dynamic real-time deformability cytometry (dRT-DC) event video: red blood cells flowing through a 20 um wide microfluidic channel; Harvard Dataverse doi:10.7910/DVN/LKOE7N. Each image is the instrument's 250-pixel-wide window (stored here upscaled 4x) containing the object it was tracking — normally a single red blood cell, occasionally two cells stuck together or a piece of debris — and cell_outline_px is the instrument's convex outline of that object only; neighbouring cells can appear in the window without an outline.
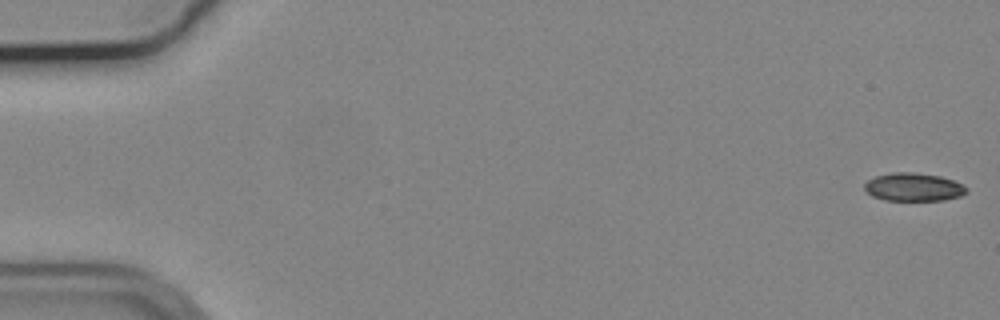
{"species": "common noctule bat (a hibernating species)", "species_latin": "Nyctalus noctula", "temperature_condition": "cold", "stored_images_in_passage": 16, "camera_frame_rate_fps": 3000, "um_per_image_px": 0.085, "animal": {"sex": "male", "body_mass_g": 19.2, "forearm_length_mm": 51.8}, "frame": {"image": 1, "passage_image": 1, "time_ms": 0.0, "image_size_px": [1000, 320], "cell_outline_px": [[968, 192], [960, 196], [944, 200], [884, 200], [872, 196], [864, 188], [864, 184], [868, 180], [876, 176], [892, 172], [912, 172], [940, 176], [952, 180], [968, 188]], "centroid_in_image_um": [77.64, 15.9], "position_along_channel_um": 7.4, "area_um2": 16.65}}
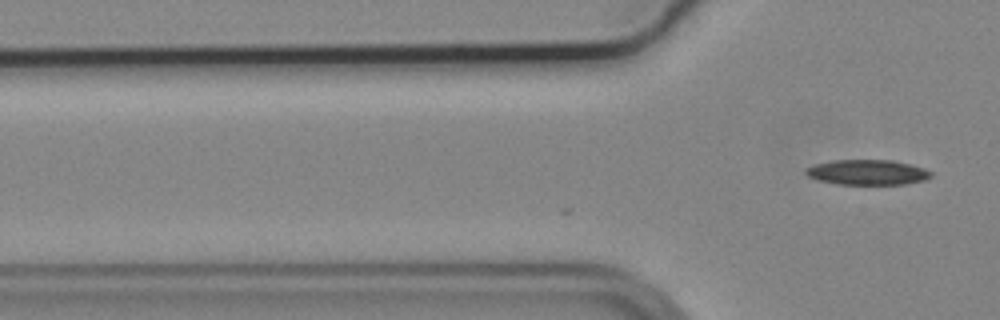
{"frame": {"image": 2, "passage_image": 16, "time_ms": 5.0, "image_size_px": [1000, 320], "cell_outline_px": [[932, 176], [924, 180], [904, 184], [840, 184], [816, 180], [808, 176], [804, 172], [804, 168], [812, 164], [832, 160], [892, 160], [924, 168], [932, 172]], "centroid_in_image_um": [73.67, 14.64], "position_along_channel_um": 52.1, "area_um2": 18.44}}